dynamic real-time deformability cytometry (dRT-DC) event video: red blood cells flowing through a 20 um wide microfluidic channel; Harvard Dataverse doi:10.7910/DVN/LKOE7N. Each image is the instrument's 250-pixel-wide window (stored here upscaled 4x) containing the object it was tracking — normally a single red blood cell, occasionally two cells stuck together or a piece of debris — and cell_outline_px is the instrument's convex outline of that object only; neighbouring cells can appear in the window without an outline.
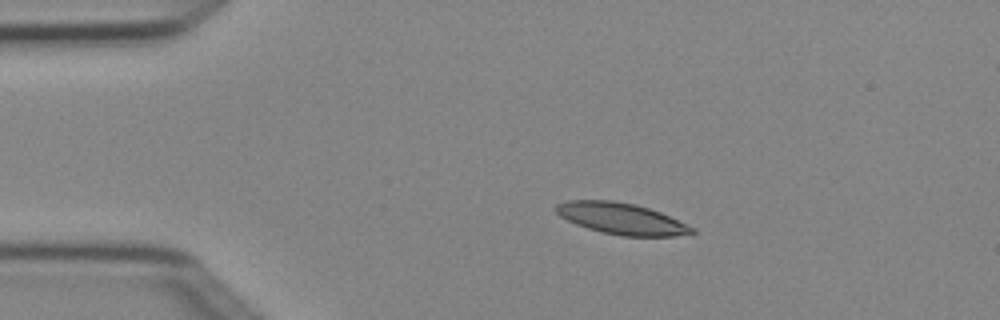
{"species": "Egyptian fruit bat (a non-hibernating species)", "species_latin": "Rousettus aegyptiacus", "temperature_condition": "cold", "stored_images_in_passage": 6, "camera_frame_rate_fps": 3000, "um_per_image_px": 0.085, "animal": {"sex": "female"}, "frame": {"image": 1, "passage_image": 3, "time_ms": 0.667, "image_size_px": [1000, 320], "cell_outline_px": [[696, 232], [676, 236], [620, 236], [588, 228], [576, 224], [560, 216], [556, 212], [556, 204], [568, 200], [612, 200], [636, 204], [660, 212], [696, 228]], "centroid_in_image_um": [52.84, 18.58], "position_along_channel_um": 32.2, "area_um2": 24.74}}
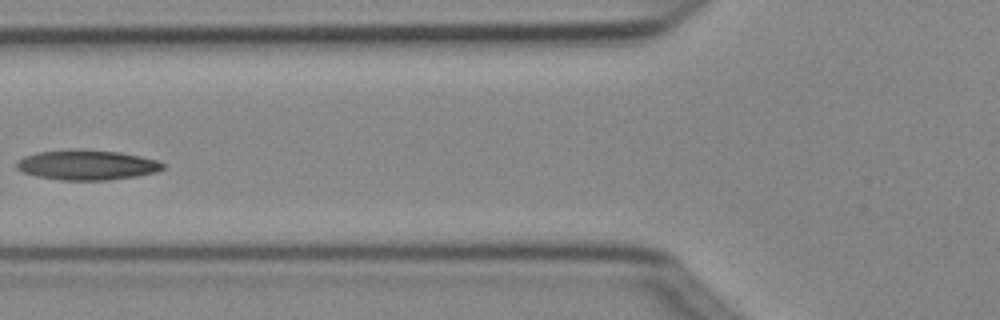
{"frame": {"image": 2, "passage_image": 5, "time_ms": 1.333, "image_size_px": [1000, 320], "cell_outline_px": [[164, 168], [156, 172], [136, 176], [108, 180], [60, 180], [36, 176], [24, 172], [16, 168], [16, 164], [24, 156], [36, 152], [76, 148], [80, 148], [120, 152], [140, 156], [156, 160], [164, 164]], "centroid_in_image_um": [7.38, 14.01], "position_along_channel_um": 118.4, "area_um2": 25.72}}
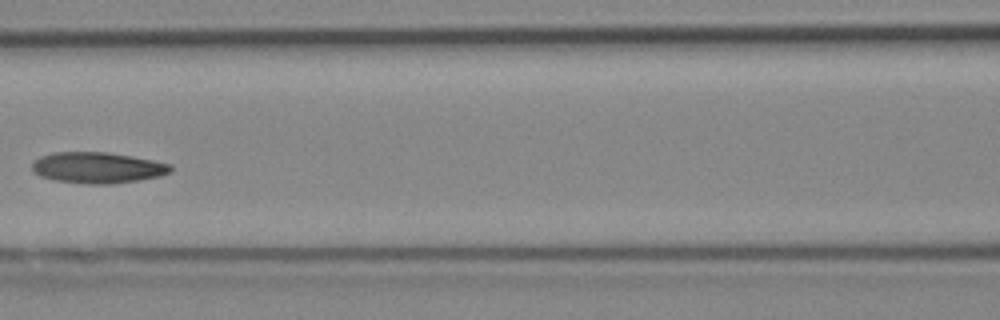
{"frame": {"image": 3, "passage_image": 6, "time_ms": 1.667, "image_size_px": [1000, 320], "cell_outline_px": [[172, 172], [160, 176], [140, 180], [112, 184], [84, 184], [52, 180], [40, 176], [32, 172], [32, 164], [40, 156], [56, 152], [108, 152], [132, 156], [172, 164]], "centroid_in_image_um": [8.3, 14.26], "position_along_channel_um": 158.3, "area_um2": 25.32}}